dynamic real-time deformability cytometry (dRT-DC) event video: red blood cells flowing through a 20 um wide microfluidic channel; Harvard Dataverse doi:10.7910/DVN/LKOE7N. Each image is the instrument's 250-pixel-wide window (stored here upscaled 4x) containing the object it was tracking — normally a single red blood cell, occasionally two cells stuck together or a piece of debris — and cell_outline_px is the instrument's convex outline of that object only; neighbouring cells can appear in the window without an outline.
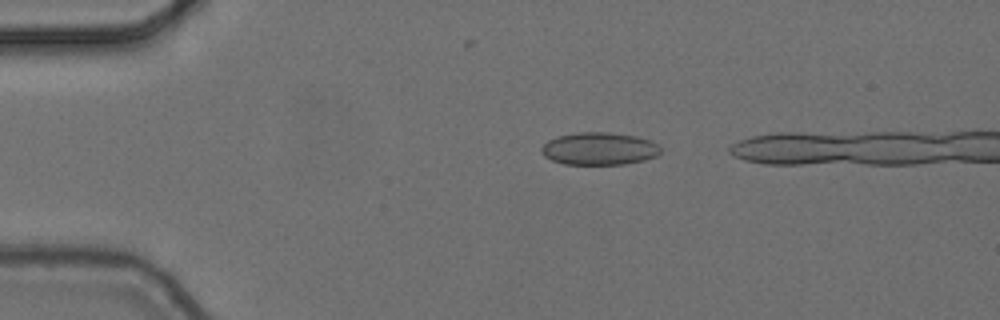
{"species": "common noctule bat (a hibernating species)", "species_latin": "Nyctalus noctula", "temperature_condition": "cold", "stored_images_in_passage": 3, "camera_frame_rate_fps": 3000, "um_per_image_px": 0.085, "animal": {"sex": "female", "body_mass_g": 24.6, "forearm_length_mm": 56.2}, "frame": {"image": 1, "passage_image": 1, "time_ms": 0.0, "image_size_px": [1000, 320], "cell_outline_px": [[660, 152], [656, 156], [644, 160], [624, 164], [564, 164], [552, 160], [544, 156], [540, 152], [540, 148], [548, 140], [556, 136], [576, 132], [608, 132], [636, 136], [652, 140], [660, 144]], "centroid_in_image_um": [50.93, 12.63], "position_along_channel_um": 34.1, "area_um2": 22.83}}